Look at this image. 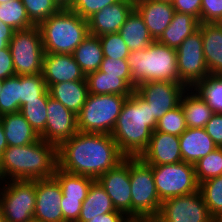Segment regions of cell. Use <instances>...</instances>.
I'll return each instance as SVG.
<instances>
[{"label":"cell","mask_w":222,"mask_h":222,"mask_svg":"<svg viewBox=\"0 0 222 222\" xmlns=\"http://www.w3.org/2000/svg\"><path fill=\"white\" fill-rule=\"evenodd\" d=\"M119 34L130 52L147 48L154 40L146 27L143 18L134 9L119 30Z\"/></svg>","instance_id":"cell-28"},{"label":"cell","mask_w":222,"mask_h":222,"mask_svg":"<svg viewBox=\"0 0 222 222\" xmlns=\"http://www.w3.org/2000/svg\"><path fill=\"white\" fill-rule=\"evenodd\" d=\"M58 168L97 180L125 156L110 134L77 132L57 147Z\"/></svg>","instance_id":"cell-1"},{"label":"cell","mask_w":222,"mask_h":222,"mask_svg":"<svg viewBox=\"0 0 222 222\" xmlns=\"http://www.w3.org/2000/svg\"><path fill=\"white\" fill-rule=\"evenodd\" d=\"M180 105L188 128H204L214 114L213 110L193 88H187L184 91Z\"/></svg>","instance_id":"cell-25"},{"label":"cell","mask_w":222,"mask_h":222,"mask_svg":"<svg viewBox=\"0 0 222 222\" xmlns=\"http://www.w3.org/2000/svg\"><path fill=\"white\" fill-rule=\"evenodd\" d=\"M199 190L210 216L216 220L222 215V176L201 182Z\"/></svg>","instance_id":"cell-34"},{"label":"cell","mask_w":222,"mask_h":222,"mask_svg":"<svg viewBox=\"0 0 222 222\" xmlns=\"http://www.w3.org/2000/svg\"><path fill=\"white\" fill-rule=\"evenodd\" d=\"M3 83H4V80L0 78V94L2 92Z\"/></svg>","instance_id":"cell-56"},{"label":"cell","mask_w":222,"mask_h":222,"mask_svg":"<svg viewBox=\"0 0 222 222\" xmlns=\"http://www.w3.org/2000/svg\"><path fill=\"white\" fill-rule=\"evenodd\" d=\"M62 190L55 177L36 180L34 220L65 222L62 215Z\"/></svg>","instance_id":"cell-16"},{"label":"cell","mask_w":222,"mask_h":222,"mask_svg":"<svg viewBox=\"0 0 222 222\" xmlns=\"http://www.w3.org/2000/svg\"><path fill=\"white\" fill-rule=\"evenodd\" d=\"M73 56L85 75L99 70L104 59L99 37L88 35L74 50Z\"/></svg>","instance_id":"cell-30"},{"label":"cell","mask_w":222,"mask_h":222,"mask_svg":"<svg viewBox=\"0 0 222 222\" xmlns=\"http://www.w3.org/2000/svg\"><path fill=\"white\" fill-rule=\"evenodd\" d=\"M97 181L112 199L116 210L132 217L130 186V157H125L116 167L106 171Z\"/></svg>","instance_id":"cell-14"},{"label":"cell","mask_w":222,"mask_h":222,"mask_svg":"<svg viewBox=\"0 0 222 222\" xmlns=\"http://www.w3.org/2000/svg\"><path fill=\"white\" fill-rule=\"evenodd\" d=\"M204 129L215 145L222 148V113H214Z\"/></svg>","instance_id":"cell-45"},{"label":"cell","mask_w":222,"mask_h":222,"mask_svg":"<svg viewBox=\"0 0 222 222\" xmlns=\"http://www.w3.org/2000/svg\"><path fill=\"white\" fill-rule=\"evenodd\" d=\"M199 28L208 71L222 75V29L215 23H200Z\"/></svg>","instance_id":"cell-23"},{"label":"cell","mask_w":222,"mask_h":222,"mask_svg":"<svg viewBox=\"0 0 222 222\" xmlns=\"http://www.w3.org/2000/svg\"><path fill=\"white\" fill-rule=\"evenodd\" d=\"M155 1H160V2H165V3H171L173 2V0H155Z\"/></svg>","instance_id":"cell-55"},{"label":"cell","mask_w":222,"mask_h":222,"mask_svg":"<svg viewBox=\"0 0 222 222\" xmlns=\"http://www.w3.org/2000/svg\"><path fill=\"white\" fill-rule=\"evenodd\" d=\"M132 75V88L149 81L180 83L176 49L158 41L147 48L131 51L126 58Z\"/></svg>","instance_id":"cell-4"},{"label":"cell","mask_w":222,"mask_h":222,"mask_svg":"<svg viewBox=\"0 0 222 222\" xmlns=\"http://www.w3.org/2000/svg\"><path fill=\"white\" fill-rule=\"evenodd\" d=\"M140 158L150 166L182 162L179 136L153 131Z\"/></svg>","instance_id":"cell-19"},{"label":"cell","mask_w":222,"mask_h":222,"mask_svg":"<svg viewBox=\"0 0 222 222\" xmlns=\"http://www.w3.org/2000/svg\"><path fill=\"white\" fill-rule=\"evenodd\" d=\"M102 45L104 57L126 59L130 50L119 33L98 36Z\"/></svg>","instance_id":"cell-41"},{"label":"cell","mask_w":222,"mask_h":222,"mask_svg":"<svg viewBox=\"0 0 222 222\" xmlns=\"http://www.w3.org/2000/svg\"><path fill=\"white\" fill-rule=\"evenodd\" d=\"M202 0H173L172 5L176 12L190 14L201 23Z\"/></svg>","instance_id":"cell-47"},{"label":"cell","mask_w":222,"mask_h":222,"mask_svg":"<svg viewBox=\"0 0 222 222\" xmlns=\"http://www.w3.org/2000/svg\"><path fill=\"white\" fill-rule=\"evenodd\" d=\"M47 102L48 100L28 101L21 106L19 111L39 136L45 131Z\"/></svg>","instance_id":"cell-38"},{"label":"cell","mask_w":222,"mask_h":222,"mask_svg":"<svg viewBox=\"0 0 222 222\" xmlns=\"http://www.w3.org/2000/svg\"><path fill=\"white\" fill-rule=\"evenodd\" d=\"M99 71L106 73V75L123 78L132 87V75L126 59L104 57Z\"/></svg>","instance_id":"cell-42"},{"label":"cell","mask_w":222,"mask_h":222,"mask_svg":"<svg viewBox=\"0 0 222 222\" xmlns=\"http://www.w3.org/2000/svg\"><path fill=\"white\" fill-rule=\"evenodd\" d=\"M48 88L42 73L21 75L20 108L32 100H48Z\"/></svg>","instance_id":"cell-35"},{"label":"cell","mask_w":222,"mask_h":222,"mask_svg":"<svg viewBox=\"0 0 222 222\" xmlns=\"http://www.w3.org/2000/svg\"><path fill=\"white\" fill-rule=\"evenodd\" d=\"M135 10L143 18L154 41L167 29L175 12L171 3L155 0H138L135 2Z\"/></svg>","instance_id":"cell-20"},{"label":"cell","mask_w":222,"mask_h":222,"mask_svg":"<svg viewBox=\"0 0 222 222\" xmlns=\"http://www.w3.org/2000/svg\"><path fill=\"white\" fill-rule=\"evenodd\" d=\"M54 177L60 184L62 199H78L83 202L89 192L93 178L56 169Z\"/></svg>","instance_id":"cell-31"},{"label":"cell","mask_w":222,"mask_h":222,"mask_svg":"<svg viewBox=\"0 0 222 222\" xmlns=\"http://www.w3.org/2000/svg\"><path fill=\"white\" fill-rule=\"evenodd\" d=\"M42 75L47 88L60 82L86 81L73 54L44 53Z\"/></svg>","instance_id":"cell-18"},{"label":"cell","mask_w":222,"mask_h":222,"mask_svg":"<svg viewBox=\"0 0 222 222\" xmlns=\"http://www.w3.org/2000/svg\"><path fill=\"white\" fill-rule=\"evenodd\" d=\"M117 1L119 0H73L68 9L76 12L81 18L88 19L94 13Z\"/></svg>","instance_id":"cell-43"},{"label":"cell","mask_w":222,"mask_h":222,"mask_svg":"<svg viewBox=\"0 0 222 222\" xmlns=\"http://www.w3.org/2000/svg\"><path fill=\"white\" fill-rule=\"evenodd\" d=\"M118 211L115 209L112 199L106 193L101 184L94 180L86 199L82 202L81 213L77 222H87L98 215Z\"/></svg>","instance_id":"cell-27"},{"label":"cell","mask_w":222,"mask_h":222,"mask_svg":"<svg viewBox=\"0 0 222 222\" xmlns=\"http://www.w3.org/2000/svg\"><path fill=\"white\" fill-rule=\"evenodd\" d=\"M50 97L61 102L67 109L78 114L86 102L87 81H71L53 84L48 88Z\"/></svg>","instance_id":"cell-24"},{"label":"cell","mask_w":222,"mask_h":222,"mask_svg":"<svg viewBox=\"0 0 222 222\" xmlns=\"http://www.w3.org/2000/svg\"><path fill=\"white\" fill-rule=\"evenodd\" d=\"M0 21L9 25L13 30L28 29L34 26L21 0L0 3Z\"/></svg>","instance_id":"cell-33"},{"label":"cell","mask_w":222,"mask_h":222,"mask_svg":"<svg viewBox=\"0 0 222 222\" xmlns=\"http://www.w3.org/2000/svg\"><path fill=\"white\" fill-rule=\"evenodd\" d=\"M15 75L42 73L44 49L40 29L34 25L28 29L15 30L9 42Z\"/></svg>","instance_id":"cell-9"},{"label":"cell","mask_w":222,"mask_h":222,"mask_svg":"<svg viewBox=\"0 0 222 222\" xmlns=\"http://www.w3.org/2000/svg\"><path fill=\"white\" fill-rule=\"evenodd\" d=\"M21 76H12L4 80L0 94V116L20 111Z\"/></svg>","instance_id":"cell-36"},{"label":"cell","mask_w":222,"mask_h":222,"mask_svg":"<svg viewBox=\"0 0 222 222\" xmlns=\"http://www.w3.org/2000/svg\"><path fill=\"white\" fill-rule=\"evenodd\" d=\"M132 217L156 218L162 201L156 187L152 166L140 157H130Z\"/></svg>","instance_id":"cell-7"},{"label":"cell","mask_w":222,"mask_h":222,"mask_svg":"<svg viewBox=\"0 0 222 222\" xmlns=\"http://www.w3.org/2000/svg\"><path fill=\"white\" fill-rule=\"evenodd\" d=\"M180 83L193 88L210 73L204 58L201 29L188 36L176 49Z\"/></svg>","instance_id":"cell-11"},{"label":"cell","mask_w":222,"mask_h":222,"mask_svg":"<svg viewBox=\"0 0 222 222\" xmlns=\"http://www.w3.org/2000/svg\"><path fill=\"white\" fill-rule=\"evenodd\" d=\"M157 122L148 102L134 91L124 102L111 136L125 157H140L149 145Z\"/></svg>","instance_id":"cell-3"},{"label":"cell","mask_w":222,"mask_h":222,"mask_svg":"<svg viewBox=\"0 0 222 222\" xmlns=\"http://www.w3.org/2000/svg\"><path fill=\"white\" fill-rule=\"evenodd\" d=\"M198 184L210 178L222 176V148L217 147L194 165Z\"/></svg>","instance_id":"cell-37"},{"label":"cell","mask_w":222,"mask_h":222,"mask_svg":"<svg viewBox=\"0 0 222 222\" xmlns=\"http://www.w3.org/2000/svg\"><path fill=\"white\" fill-rule=\"evenodd\" d=\"M127 97L89 93L86 102L77 114L78 131L111 135Z\"/></svg>","instance_id":"cell-6"},{"label":"cell","mask_w":222,"mask_h":222,"mask_svg":"<svg viewBox=\"0 0 222 222\" xmlns=\"http://www.w3.org/2000/svg\"><path fill=\"white\" fill-rule=\"evenodd\" d=\"M127 222H158V221L156 218L130 217L127 219Z\"/></svg>","instance_id":"cell-52"},{"label":"cell","mask_w":222,"mask_h":222,"mask_svg":"<svg viewBox=\"0 0 222 222\" xmlns=\"http://www.w3.org/2000/svg\"><path fill=\"white\" fill-rule=\"evenodd\" d=\"M9 1H13V0H0V3H6V2H9Z\"/></svg>","instance_id":"cell-59"},{"label":"cell","mask_w":222,"mask_h":222,"mask_svg":"<svg viewBox=\"0 0 222 222\" xmlns=\"http://www.w3.org/2000/svg\"><path fill=\"white\" fill-rule=\"evenodd\" d=\"M21 1L23 2L30 21L37 26L61 9L54 0Z\"/></svg>","instance_id":"cell-40"},{"label":"cell","mask_w":222,"mask_h":222,"mask_svg":"<svg viewBox=\"0 0 222 222\" xmlns=\"http://www.w3.org/2000/svg\"><path fill=\"white\" fill-rule=\"evenodd\" d=\"M186 120L183 109L177 107L167 111L157 122L156 131L180 136L186 129Z\"/></svg>","instance_id":"cell-39"},{"label":"cell","mask_w":222,"mask_h":222,"mask_svg":"<svg viewBox=\"0 0 222 222\" xmlns=\"http://www.w3.org/2000/svg\"><path fill=\"white\" fill-rule=\"evenodd\" d=\"M155 187L161 201L199 190L193 164L184 161L152 166Z\"/></svg>","instance_id":"cell-10"},{"label":"cell","mask_w":222,"mask_h":222,"mask_svg":"<svg viewBox=\"0 0 222 222\" xmlns=\"http://www.w3.org/2000/svg\"><path fill=\"white\" fill-rule=\"evenodd\" d=\"M8 146H24L40 139V136L20 112L0 116Z\"/></svg>","instance_id":"cell-22"},{"label":"cell","mask_w":222,"mask_h":222,"mask_svg":"<svg viewBox=\"0 0 222 222\" xmlns=\"http://www.w3.org/2000/svg\"><path fill=\"white\" fill-rule=\"evenodd\" d=\"M187 87L170 81H149L139 84L135 91L148 102L152 116L158 121L167 111L180 104Z\"/></svg>","instance_id":"cell-13"},{"label":"cell","mask_w":222,"mask_h":222,"mask_svg":"<svg viewBox=\"0 0 222 222\" xmlns=\"http://www.w3.org/2000/svg\"><path fill=\"white\" fill-rule=\"evenodd\" d=\"M60 8H69L73 0H54Z\"/></svg>","instance_id":"cell-53"},{"label":"cell","mask_w":222,"mask_h":222,"mask_svg":"<svg viewBox=\"0 0 222 222\" xmlns=\"http://www.w3.org/2000/svg\"><path fill=\"white\" fill-rule=\"evenodd\" d=\"M193 89L204 99L214 113H222V75L209 74Z\"/></svg>","instance_id":"cell-32"},{"label":"cell","mask_w":222,"mask_h":222,"mask_svg":"<svg viewBox=\"0 0 222 222\" xmlns=\"http://www.w3.org/2000/svg\"><path fill=\"white\" fill-rule=\"evenodd\" d=\"M179 140L182 160L193 165L217 148L204 128H187Z\"/></svg>","instance_id":"cell-21"},{"label":"cell","mask_w":222,"mask_h":222,"mask_svg":"<svg viewBox=\"0 0 222 222\" xmlns=\"http://www.w3.org/2000/svg\"><path fill=\"white\" fill-rule=\"evenodd\" d=\"M199 25L200 21L192 15L175 11L171 23L157 41L177 49L188 36L199 29Z\"/></svg>","instance_id":"cell-26"},{"label":"cell","mask_w":222,"mask_h":222,"mask_svg":"<svg viewBox=\"0 0 222 222\" xmlns=\"http://www.w3.org/2000/svg\"><path fill=\"white\" fill-rule=\"evenodd\" d=\"M222 16V0H202L201 23H215Z\"/></svg>","instance_id":"cell-44"},{"label":"cell","mask_w":222,"mask_h":222,"mask_svg":"<svg viewBox=\"0 0 222 222\" xmlns=\"http://www.w3.org/2000/svg\"><path fill=\"white\" fill-rule=\"evenodd\" d=\"M8 147L7 141H6V137H5V133H4V129H3V124L2 121L0 119V157L3 154V151Z\"/></svg>","instance_id":"cell-51"},{"label":"cell","mask_w":222,"mask_h":222,"mask_svg":"<svg viewBox=\"0 0 222 222\" xmlns=\"http://www.w3.org/2000/svg\"><path fill=\"white\" fill-rule=\"evenodd\" d=\"M134 9L135 2L131 0H119L104 7L87 19L90 35L119 33L120 28Z\"/></svg>","instance_id":"cell-17"},{"label":"cell","mask_w":222,"mask_h":222,"mask_svg":"<svg viewBox=\"0 0 222 222\" xmlns=\"http://www.w3.org/2000/svg\"><path fill=\"white\" fill-rule=\"evenodd\" d=\"M215 222H222V215L220 217H218Z\"/></svg>","instance_id":"cell-58"},{"label":"cell","mask_w":222,"mask_h":222,"mask_svg":"<svg viewBox=\"0 0 222 222\" xmlns=\"http://www.w3.org/2000/svg\"><path fill=\"white\" fill-rule=\"evenodd\" d=\"M58 168L57 146L43 139L8 146L0 157V182L52 178Z\"/></svg>","instance_id":"cell-2"},{"label":"cell","mask_w":222,"mask_h":222,"mask_svg":"<svg viewBox=\"0 0 222 222\" xmlns=\"http://www.w3.org/2000/svg\"><path fill=\"white\" fill-rule=\"evenodd\" d=\"M88 92L94 95L116 94L130 96L135 91L123 78L106 75L99 70L86 75Z\"/></svg>","instance_id":"cell-29"},{"label":"cell","mask_w":222,"mask_h":222,"mask_svg":"<svg viewBox=\"0 0 222 222\" xmlns=\"http://www.w3.org/2000/svg\"><path fill=\"white\" fill-rule=\"evenodd\" d=\"M128 217L121 211L109 212L103 215H98L87 222H125Z\"/></svg>","instance_id":"cell-49"},{"label":"cell","mask_w":222,"mask_h":222,"mask_svg":"<svg viewBox=\"0 0 222 222\" xmlns=\"http://www.w3.org/2000/svg\"><path fill=\"white\" fill-rule=\"evenodd\" d=\"M0 222H5L4 219H3V216H2L1 209H0Z\"/></svg>","instance_id":"cell-57"},{"label":"cell","mask_w":222,"mask_h":222,"mask_svg":"<svg viewBox=\"0 0 222 222\" xmlns=\"http://www.w3.org/2000/svg\"><path fill=\"white\" fill-rule=\"evenodd\" d=\"M215 24L222 29V16L215 22Z\"/></svg>","instance_id":"cell-54"},{"label":"cell","mask_w":222,"mask_h":222,"mask_svg":"<svg viewBox=\"0 0 222 222\" xmlns=\"http://www.w3.org/2000/svg\"><path fill=\"white\" fill-rule=\"evenodd\" d=\"M62 215L65 222H77L81 213L82 202L78 199L61 200Z\"/></svg>","instance_id":"cell-46"},{"label":"cell","mask_w":222,"mask_h":222,"mask_svg":"<svg viewBox=\"0 0 222 222\" xmlns=\"http://www.w3.org/2000/svg\"><path fill=\"white\" fill-rule=\"evenodd\" d=\"M0 182V209L5 222H29L34 219L36 180Z\"/></svg>","instance_id":"cell-8"},{"label":"cell","mask_w":222,"mask_h":222,"mask_svg":"<svg viewBox=\"0 0 222 222\" xmlns=\"http://www.w3.org/2000/svg\"><path fill=\"white\" fill-rule=\"evenodd\" d=\"M14 31L9 25L0 21V50L9 46Z\"/></svg>","instance_id":"cell-50"},{"label":"cell","mask_w":222,"mask_h":222,"mask_svg":"<svg viewBox=\"0 0 222 222\" xmlns=\"http://www.w3.org/2000/svg\"><path fill=\"white\" fill-rule=\"evenodd\" d=\"M12 76H15V70L12 54L8 46L0 50V78L5 80Z\"/></svg>","instance_id":"cell-48"},{"label":"cell","mask_w":222,"mask_h":222,"mask_svg":"<svg viewBox=\"0 0 222 222\" xmlns=\"http://www.w3.org/2000/svg\"><path fill=\"white\" fill-rule=\"evenodd\" d=\"M44 53L73 54L90 35L87 19L68 8H61L38 25Z\"/></svg>","instance_id":"cell-5"},{"label":"cell","mask_w":222,"mask_h":222,"mask_svg":"<svg viewBox=\"0 0 222 222\" xmlns=\"http://www.w3.org/2000/svg\"><path fill=\"white\" fill-rule=\"evenodd\" d=\"M156 219L158 222H215L200 190L162 201Z\"/></svg>","instance_id":"cell-12"},{"label":"cell","mask_w":222,"mask_h":222,"mask_svg":"<svg viewBox=\"0 0 222 222\" xmlns=\"http://www.w3.org/2000/svg\"><path fill=\"white\" fill-rule=\"evenodd\" d=\"M77 132V114L48 94L47 121L45 131L40 138L58 147L62 142L72 138Z\"/></svg>","instance_id":"cell-15"}]
</instances>
